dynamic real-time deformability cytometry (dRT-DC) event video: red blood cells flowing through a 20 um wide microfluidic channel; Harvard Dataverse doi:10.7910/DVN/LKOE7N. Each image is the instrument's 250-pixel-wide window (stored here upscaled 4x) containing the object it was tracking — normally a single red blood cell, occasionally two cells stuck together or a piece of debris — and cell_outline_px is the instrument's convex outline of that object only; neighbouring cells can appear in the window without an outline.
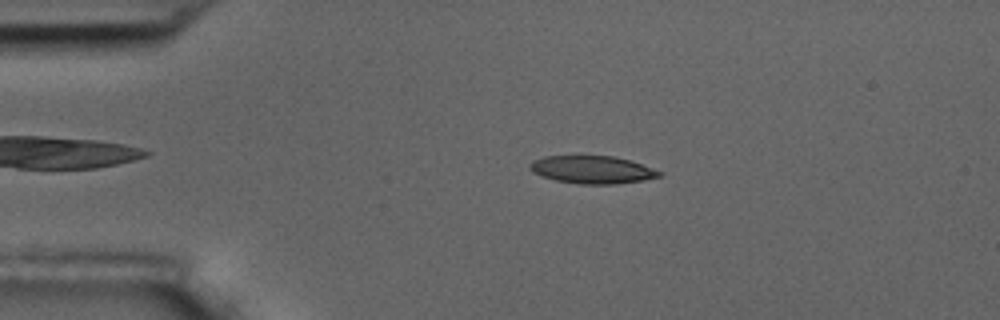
{"species": "common noctule bat (a hibernating species)", "species_latin": "Nyctalus noctula", "temperature_condition": "room temperature", "stored_images_in_passage": 45, "camera_frame_rate_fps": 3000, "um_per_image_px": 0.085, "animal": {"sex": "male", "body_mass_g": 17.5, "forearm_length_mm": 52.3}, "frame": {"image": 1, "passage_image": 1, "time_ms": 0.0, "image_size_px": [1000, 320], "cell_outline_px": [[664, 172], [660, 176], [644, 180], [616, 184], [580, 184], [556, 180], [540, 176], [532, 172], [528, 168], [528, 164], [532, 160], [544, 156], [612, 156], [628, 160]], "centroid_in_image_um": [50.29, 14.42], "position_along_channel_um": 34.7, "area_um2": 20.92}}
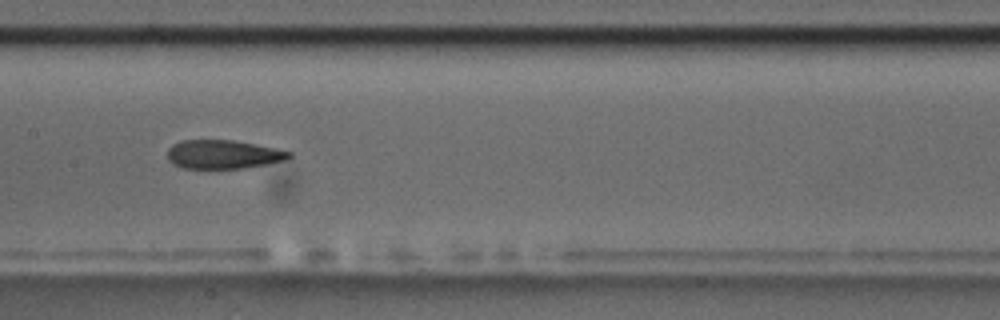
{"frame": {"image": 2, "passage_image": 17, "time_ms": 5.333, "image_size_px": [1000, 320], "cell_outline_px": [[292, 156], [288, 160], [244, 168], [184, 168], [172, 164], [168, 160], [168, 148], [172, 144], [180, 140], [232, 140], [276, 148], [292, 152]], "centroid_in_image_um": [18.97, 13.12], "position_along_channel_um": 188.4, "area_um2": 20.46}}
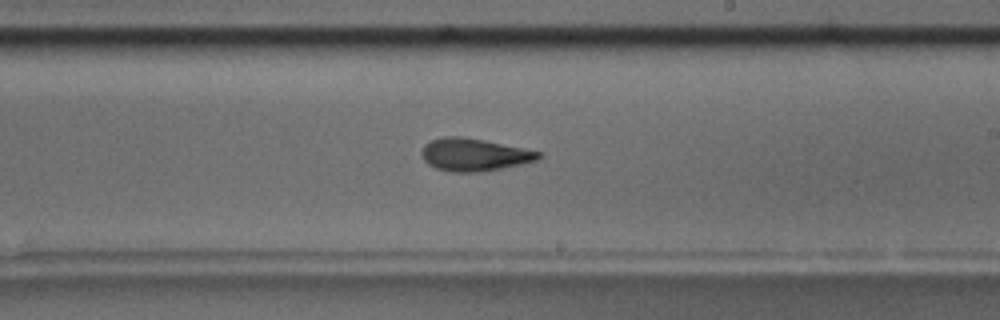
{"frame": {"image": 3, "passage_image": 22, "time_ms": 7.0, "image_size_px": [1000, 320], "cell_outline_px": [[544, 156], [536, 160], [520, 164], [480, 172], [452, 172], [436, 168], [428, 164], [424, 160], [420, 152], [424, 144], [432, 140], [444, 136], [460, 136], [484, 140], [540, 152]], "centroid_in_image_um": [40.26, 13.14], "position_along_channel_um": 248.7, "area_um2": 22.02}, "authors_computed_cell_mechanics": {"area_um2": 21.7906, "velocity_mm_per_s": 3.6269, "shape_relaxation_time_tau1_ms": 6.6036, "shape_relaxation_time_tau2_ms": 3.1906, "deformation_change_tau1": 0.1743, "deformation_change_tau2": 0.1148}}